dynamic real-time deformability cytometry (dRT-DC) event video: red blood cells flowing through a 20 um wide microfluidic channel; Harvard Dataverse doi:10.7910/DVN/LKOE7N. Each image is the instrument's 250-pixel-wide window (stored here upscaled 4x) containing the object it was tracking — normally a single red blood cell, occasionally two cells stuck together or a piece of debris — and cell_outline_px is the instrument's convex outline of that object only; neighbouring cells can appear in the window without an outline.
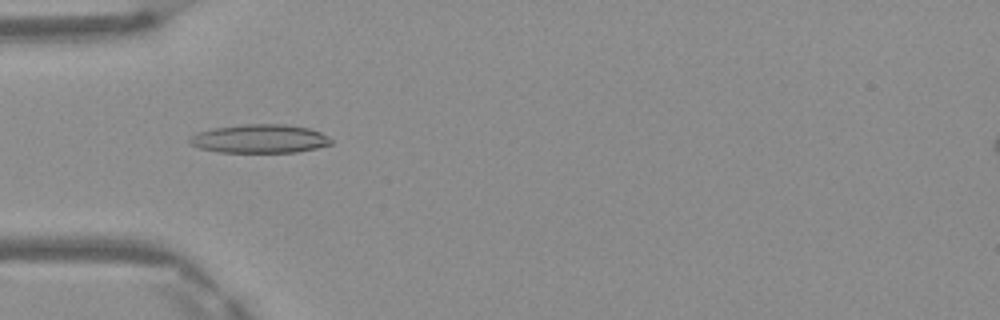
{"species": "Egyptian fruit bat (a non-hibernating species)", "species_latin": "Rousettus aegyptiacus", "temperature_condition": "warm", "stored_images_in_passage": 5, "camera_frame_rate_fps": 3000, "um_per_image_px": 0.085, "frame": {"image": 1, "passage_image": 5, "time_ms": 1.333, "image_size_px": [1000, 320], "cell_outline_px": [[332, 144], [316, 148], [296, 152], [220, 152], [200, 148], [188, 144], [188, 140], [196, 132], [216, 128], [244, 124], [284, 124], [308, 128], [320, 132], [332, 140]], "centroid_in_image_um": [22.06, 11.79], "position_along_channel_um": 62.9, "area_um2": 23.47}}